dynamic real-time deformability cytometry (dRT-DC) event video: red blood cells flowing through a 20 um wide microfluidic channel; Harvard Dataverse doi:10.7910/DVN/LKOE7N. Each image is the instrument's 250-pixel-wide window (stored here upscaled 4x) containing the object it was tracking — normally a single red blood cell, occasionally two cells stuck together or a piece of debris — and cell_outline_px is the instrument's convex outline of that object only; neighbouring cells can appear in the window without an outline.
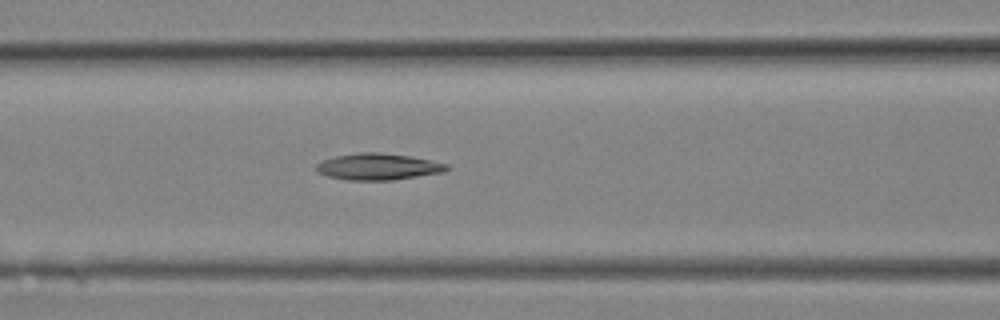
{"species": "Egyptian fruit bat (a non-hibernating species)", "species_latin": "Rousettus aegyptiacus", "temperature_condition": "room temperature", "stored_images_in_passage": 8, "camera_frame_rate_fps": 3000, "um_per_image_px": 0.085, "animal": {"sex": "female"}, "frame": {"image": 1, "passage_image": 8, "time_ms": 2.333, "image_size_px": [1000, 320], "cell_outline_px": [[452, 168], [444, 172], [392, 180], [348, 180], [328, 176], [316, 172], [316, 164], [320, 160], [336, 156], [360, 152], [380, 152], [412, 156], [448, 164]], "centroid_in_image_um": [32.14, 14.16], "position_along_channel_um": 134.5, "area_um2": 20.35}}